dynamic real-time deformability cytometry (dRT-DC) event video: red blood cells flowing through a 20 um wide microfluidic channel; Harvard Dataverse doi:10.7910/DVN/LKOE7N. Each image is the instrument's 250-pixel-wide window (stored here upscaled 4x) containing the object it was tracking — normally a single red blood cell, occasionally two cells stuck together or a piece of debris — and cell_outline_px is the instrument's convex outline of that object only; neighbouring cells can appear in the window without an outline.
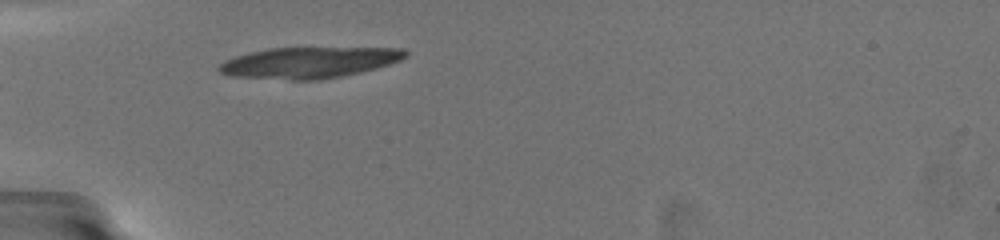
{"species": "common noctule bat (a hibernating species)", "species_latin": "Nyctalus noctula", "temperature_condition": "warm", "stored_images_in_passage": 28, "camera_frame_rate_fps": 3000, "um_per_image_px": 0.085, "animal": {"sex": "female", "body_mass_g": 19.5, "forearm_length_mm": 54.1}, "frame": {"image": 1, "passage_image": 1, "time_ms": 0.0, "image_size_px": [1000, 240], "cell_outline_px": [[408, 56], [400, 60], [376, 68], [360, 72], [340, 76], [316, 80], [292, 80], [232, 76], [220, 72], [216, 68], [224, 60], [232, 56], [248, 52], [268, 48], [404, 48], [408, 52]], "centroid_in_image_um": [26.23, 5.31], "position_along_channel_um": 58.8, "area_um2": 33.76}}